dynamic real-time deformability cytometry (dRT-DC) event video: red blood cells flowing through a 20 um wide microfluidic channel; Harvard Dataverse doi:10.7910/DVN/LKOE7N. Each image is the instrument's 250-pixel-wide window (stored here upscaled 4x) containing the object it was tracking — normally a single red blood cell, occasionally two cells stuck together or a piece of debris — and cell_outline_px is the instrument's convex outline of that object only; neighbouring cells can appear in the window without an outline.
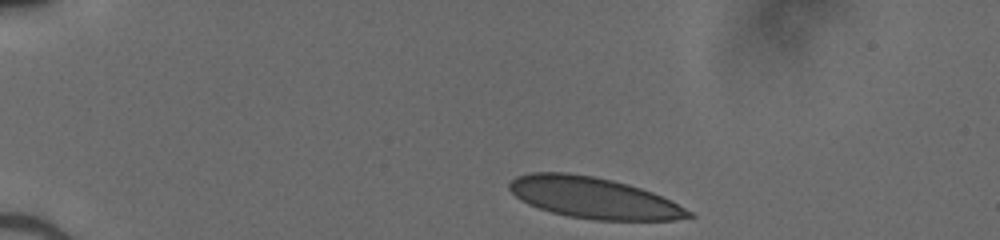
{"species": "human", "species_latin": "Homo sapiens", "temperature_condition": "cold", "stored_images_in_passage": 36, "camera_frame_rate_fps": 3000, "um_per_image_px": 0.085, "donor": {"sex": "male"}, "frame": {"image": 1, "passage_image": 1, "time_ms": 0.0, "image_size_px": [1000, 240], "cell_outline_px": [[696, 216], [672, 220], [592, 220], [568, 216], [552, 212], [528, 204], [520, 200], [508, 188], [508, 184], [516, 176], [532, 172], [568, 172], [592, 176], [612, 180], [628, 184], [652, 192], [692, 212]], "centroid_in_image_um": [50.41, 16.81], "position_along_channel_um": 34.6, "area_um2": 42.71}}
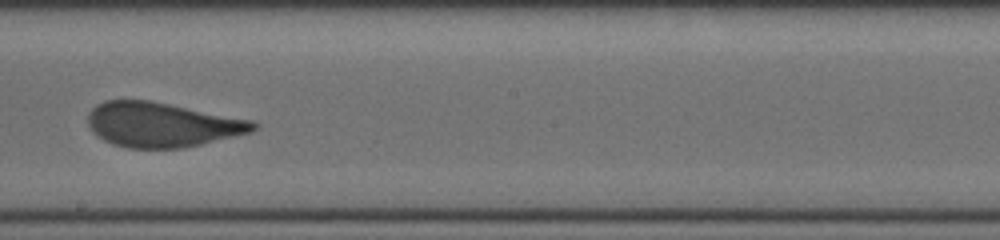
{"frame": {"image": 2, "passage_image": 21, "time_ms": 6.667, "image_size_px": [1000, 240], "cell_outline_px": [[260, 124], [252, 132], [200, 144], [180, 148], [128, 148], [112, 144], [104, 140], [92, 132], [88, 128], [88, 112], [96, 104], [104, 100], [148, 100], [252, 120]], "centroid_in_image_um": [13.72, 10.6], "position_along_channel_um": 234.5, "area_um2": 42.95}}
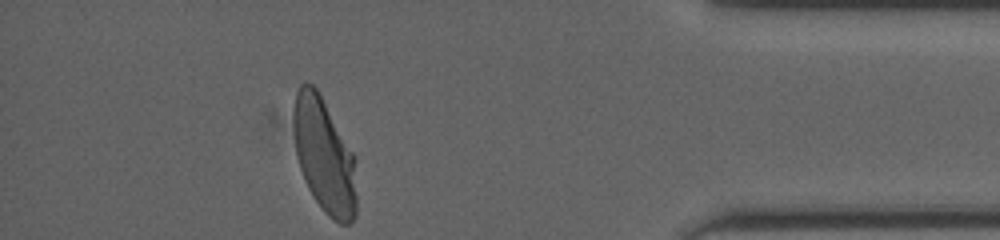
{"frame": {"image": 3, "passage_image": 36, "time_ms": 11.667, "image_size_px": [1000, 240], "cell_outline_px": [[356, 216], [348, 224], [340, 224], [332, 220], [328, 216], [316, 200], [308, 188], [300, 168], [296, 152], [292, 124], [292, 108], [296, 92], [300, 84], [312, 84], [316, 88], [356, 156]], "centroid_in_image_um": [27.57, 13.23], "position_along_channel_um": 407.6, "area_um2": 42.48}}